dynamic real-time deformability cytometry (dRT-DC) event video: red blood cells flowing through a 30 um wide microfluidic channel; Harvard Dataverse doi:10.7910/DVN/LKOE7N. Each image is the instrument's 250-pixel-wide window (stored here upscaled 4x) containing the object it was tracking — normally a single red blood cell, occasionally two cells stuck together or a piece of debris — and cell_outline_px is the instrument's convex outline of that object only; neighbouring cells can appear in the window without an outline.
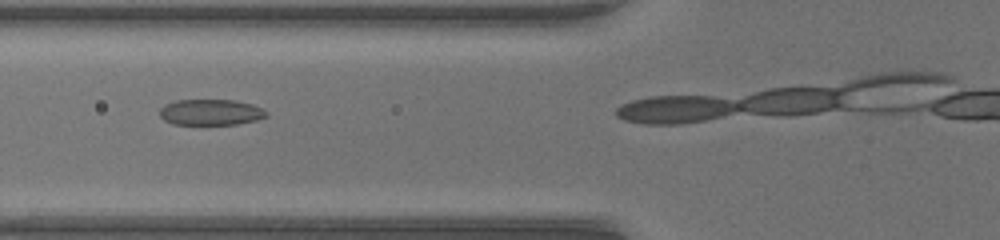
{"species": "common noctule bat (a hibernating species)", "species_latin": "Nyctalus noctula", "temperature_condition": "warm", "stored_images_in_passage": 15, "camera_frame_rate_fps": 3000, "um_per_image_px": 0.085, "animal": {"sex": "female", "body_mass_g": 17.0, "forearm_length_mm": 48.0}, "frame": {"image": 1, "passage_image": 13, "time_ms": 4.0, "image_size_px": [1000, 240], "cell_outline_px": [[268, 116], [256, 120], [236, 124], [172, 124], [164, 120], [160, 116], [160, 108], [164, 104], [176, 100], [236, 100], [252, 104], [268, 112]], "centroid_in_image_um": [17.9, 9.53], "position_along_channel_um": 107.9, "area_um2": 16.13}}